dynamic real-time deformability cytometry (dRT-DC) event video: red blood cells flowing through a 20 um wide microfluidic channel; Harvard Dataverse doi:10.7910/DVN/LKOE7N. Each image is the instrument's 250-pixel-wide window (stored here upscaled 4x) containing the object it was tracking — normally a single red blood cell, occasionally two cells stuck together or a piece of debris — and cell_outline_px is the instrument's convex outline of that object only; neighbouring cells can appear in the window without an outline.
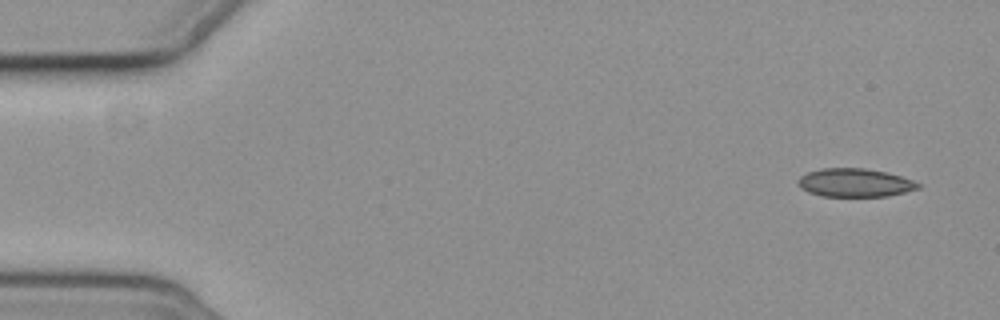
{"species": "common noctule bat (a hibernating species)", "species_latin": "Nyctalus noctula", "temperature_condition": "cold", "stored_images_in_passage": 3, "camera_frame_rate_fps": 3000, "um_per_image_px": 0.085, "animal": {"sex": "female", "body_mass_g": 19.3, "forearm_length_mm": 54.1}, "frame": {"image": 1, "passage_image": 1, "time_ms": 0.0, "image_size_px": [1000, 320], "cell_outline_px": [[924, 184], [920, 188], [888, 196], [824, 196], [808, 192], [800, 188], [796, 180], [800, 176], [808, 172], [820, 168], [864, 168], [888, 172]], "centroid_in_image_um": [72.67, 15.52], "position_along_channel_um": 12.3, "area_um2": 20.0}}